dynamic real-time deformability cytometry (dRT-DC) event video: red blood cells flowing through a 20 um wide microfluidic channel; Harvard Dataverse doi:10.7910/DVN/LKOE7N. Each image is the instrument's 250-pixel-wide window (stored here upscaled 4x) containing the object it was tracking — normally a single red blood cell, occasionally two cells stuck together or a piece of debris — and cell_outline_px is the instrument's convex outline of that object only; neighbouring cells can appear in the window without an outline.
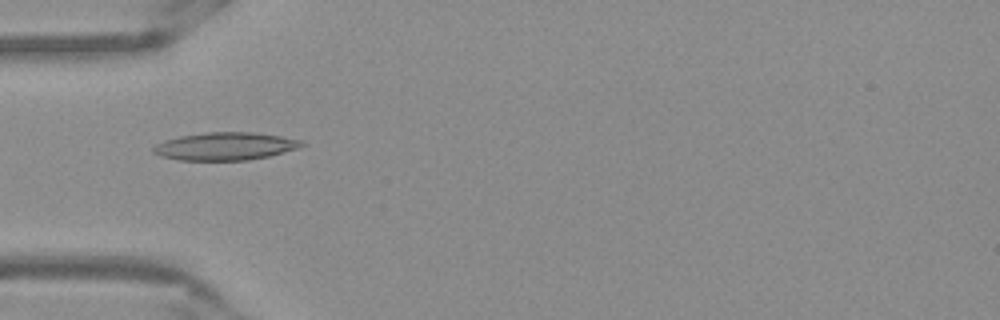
{"species": "Egyptian fruit bat (a non-hibernating species)", "species_latin": "Rousettus aegyptiacus", "temperature_condition": "warm", "stored_images_in_passage": 53, "camera_frame_rate_fps": 3000, "um_per_image_px": 0.085, "frame": {"image": 1, "passage_image": 17, "time_ms": 5.333, "image_size_px": [1000, 320], "cell_outline_px": [[304, 144], [296, 148], [268, 156], [248, 160], [180, 160], [160, 156], [152, 152], [152, 148], [156, 144], [164, 140], [180, 136], [204, 132], [252, 132], [280, 136], [300, 140]], "centroid_in_image_um": [19.07, 12.43], "position_along_channel_um": 65.9, "area_um2": 23.81}}
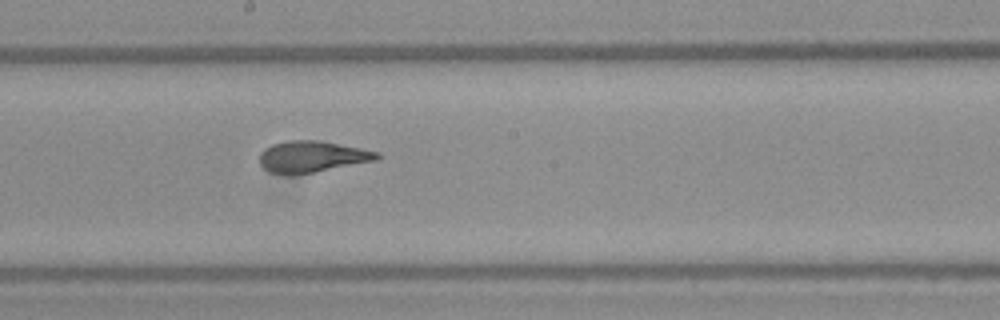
{"frame": {"image": 2, "passage_image": 29, "time_ms": 9.333, "image_size_px": [1000, 320], "cell_outline_px": [[380, 156], [376, 160], [312, 172], [268, 172], [260, 164], [260, 152], [264, 148], [272, 144], [284, 140], [320, 140], [380, 152]], "centroid_in_image_um": [26.52, 13.27], "position_along_channel_um": 221.7, "area_um2": 20.92}}
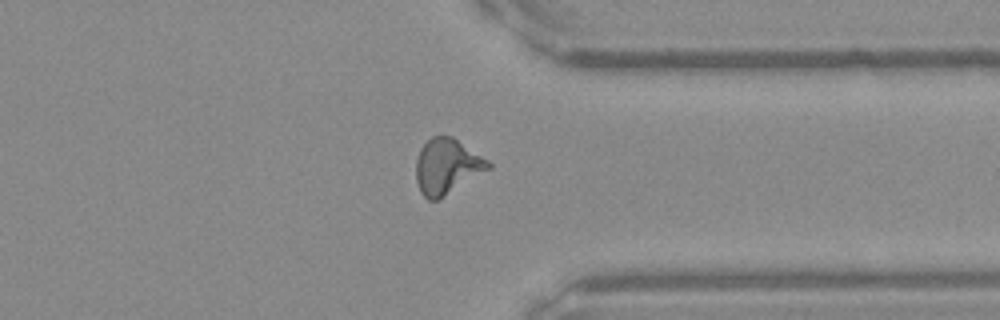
{"frame": {"image": 3, "passage_image": 41, "time_ms": 13.333, "image_size_px": [1000, 320], "cell_outline_px": [[492, 168], [436, 200], [428, 200], [420, 192], [416, 180], [416, 160], [420, 148], [432, 136], [452, 136], [488, 160], [492, 164]], "centroid_in_image_um": [37.99, 14.14], "position_along_channel_um": 373.4, "area_um2": 23.12}, "authors_computed_cell_mechanics": {"area_um2": 22.253, "velocity_mm_per_s": 3.8792, "shape_relaxation_time_tau1_ms": 8.5175, "shape_relaxation_time_tau2_ms": 1.2882, "deformation_change_tau1": 0.2554, "deformation_change_tau2": 0.0884}}